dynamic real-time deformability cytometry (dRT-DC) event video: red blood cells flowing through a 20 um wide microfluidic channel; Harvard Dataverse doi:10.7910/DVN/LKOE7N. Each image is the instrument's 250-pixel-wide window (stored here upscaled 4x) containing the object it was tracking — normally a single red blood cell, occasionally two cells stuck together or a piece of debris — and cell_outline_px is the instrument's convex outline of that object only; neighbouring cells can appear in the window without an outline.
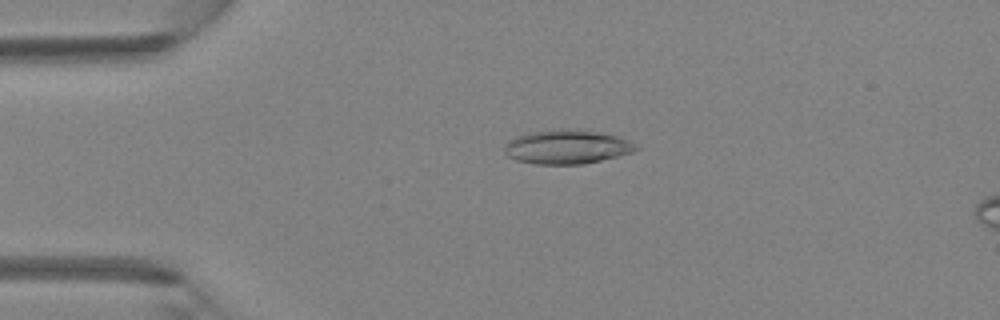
{"species": "Egyptian fruit bat (a non-hibernating species)", "species_latin": "Rousettus aegyptiacus", "temperature_condition": "room temperature", "stored_images_in_passage": 4, "camera_frame_rate_fps": 3000, "um_per_image_px": 0.085, "animal": {"sex": "female"}, "frame": {"image": 1, "passage_image": 3, "time_ms": 0.667, "image_size_px": [1000, 320], "cell_outline_px": [[640, 148], [632, 152], [584, 164], [536, 164], [516, 160], [508, 156], [504, 152], [504, 144], [508, 140], [516, 136], [528, 132], [560, 128], [564, 128], [596, 132], [620, 136], [628, 140]], "centroid_in_image_um": [48.14, 12.47], "position_along_channel_um": 36.9, "area_um2": 26.13}}